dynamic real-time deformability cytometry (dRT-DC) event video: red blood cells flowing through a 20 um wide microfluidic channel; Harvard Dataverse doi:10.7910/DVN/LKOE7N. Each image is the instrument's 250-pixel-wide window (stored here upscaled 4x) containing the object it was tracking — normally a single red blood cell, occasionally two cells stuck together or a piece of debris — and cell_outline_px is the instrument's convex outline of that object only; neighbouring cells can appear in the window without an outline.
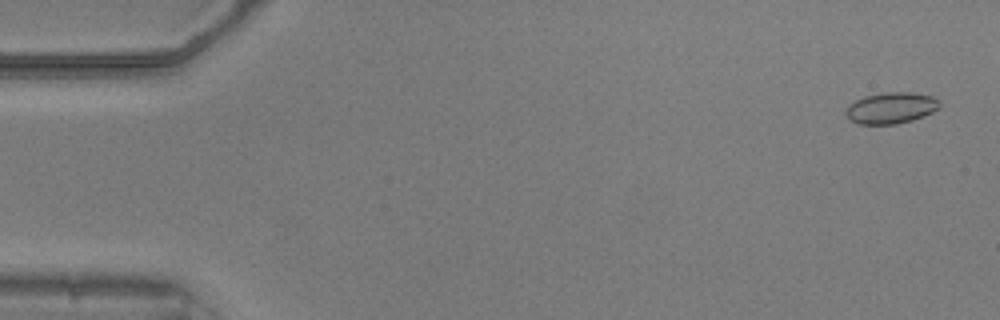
{"species": "common noctule bat (a hibernating species)", "species_latin": "Nyctalus noctula", "temperature_condition": "warm", "stored_images_in_passage": 53, "camera_frame_rate_fps": 3000, "um_per_image_px": 0.085, "animal": {"sex": "male", "body_mass_g": 20.5, "forearm_length_mm": 52.5}, "frame": {"image": 1, "passage_image": 2, "time_ms": 0.333, "image_size_px": [1000, 320], "cell_outline_px": [[940, 108], [924, 116], [912, 120], [896, 124], [856, 124], [844, 112], [848, 104], [864, 96], [880, 92], [912, 92], [932, 96], [940, 100]], "centroid_in_image_um": [75.75, 9.16], "position_along_channel_um": 9.3, "area_um2": 17.28}}
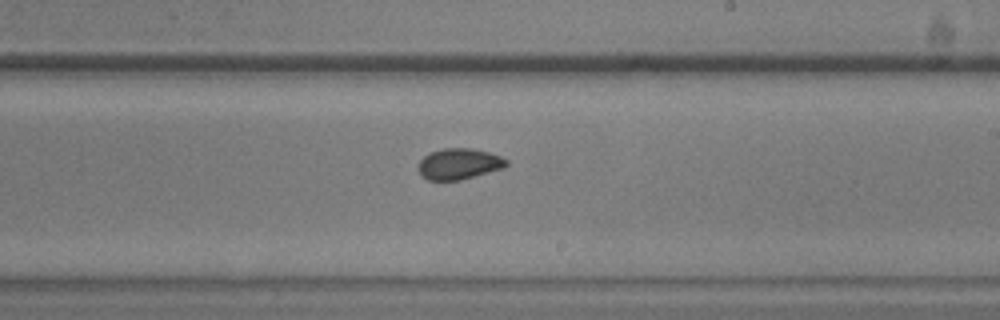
{"frame": {"image": 2, "passage_image": 31, "time_ms": 10.0, "image_size_px": [1000, 320], "cell_outline_px": [[508, 164], [504, 168], [460, 180], [428, 180], [416, 168], [420, 160], [428, 152], [444, 148], [468, 148], [488, 152], [500, 156], [508, 160]], "centroid_in_image_um": [39.0, 13.92], "position_along_channel_um": 250.0, "area_um2": 15.9}}
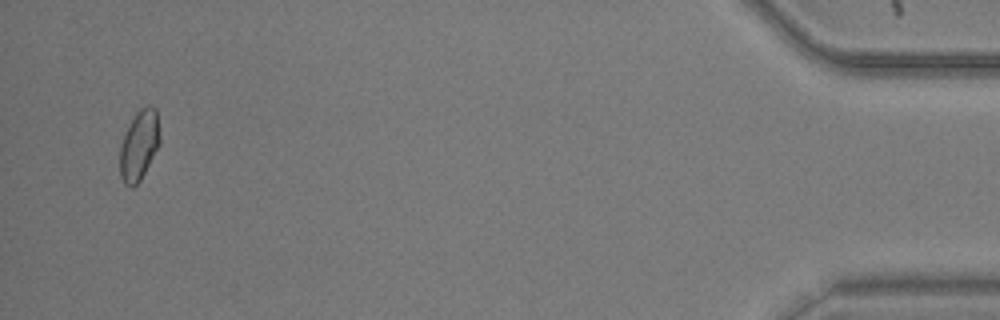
{"frame": {"image": 3, "passage_image": 51, "time_ms": 16.667, "image_size_px": [1000, 320], "cell_outline_px": [[160, 144], [140, 180], [132, 188], [128, 188], [124, 184], [120, 176], [120, 144], [136, 112], [140, 108], [148, 104], [152, 104], [156, 108], [160, 136]], "centroid_in_image_um": [11.83, 12.34], "position_along_channel_um": 423.4, "area_um2": 16.36}, "authors_computed_cell_mechanics": {"area_um2": 16.184, "velocity_mm_per_s": 3.857, "shape_relaxation_time_tau1_ms": null, "shape_relaxation_time_tau2_ms": 1.0555, "deformation_change_tau1": null, "deformation_change_tau2": 0.0426}}